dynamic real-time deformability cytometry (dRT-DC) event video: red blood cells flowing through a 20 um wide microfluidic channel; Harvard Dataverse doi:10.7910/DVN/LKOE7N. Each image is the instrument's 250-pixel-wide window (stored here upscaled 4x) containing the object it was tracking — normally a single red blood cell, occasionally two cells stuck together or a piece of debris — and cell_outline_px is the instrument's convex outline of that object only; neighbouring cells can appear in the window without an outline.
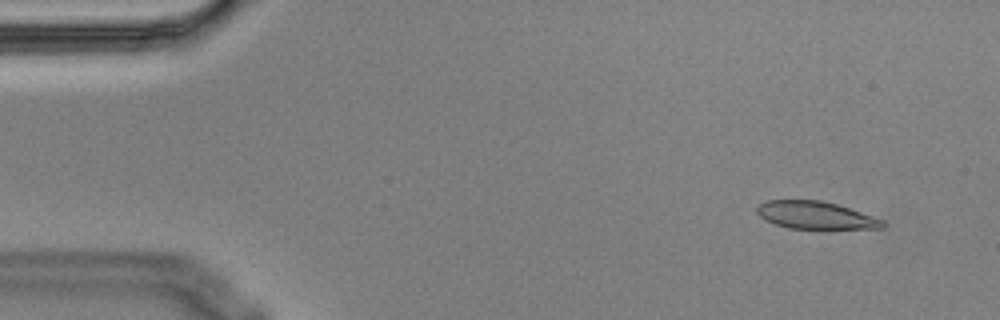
{"species": "Egyptian fruit bat (a non-hibernating species)", "species_latin": "Rousettus aegyptiacus", "temperature_condition": "cold", "stored_images_in_passage": 5, "camera_frame_rate_fps": 3000, "um_per_image_px": 0.085, "animal": {"sex": "male"}, "frame": {"image": 1, "passage_image": 2, "time_ms": 0.333, "image_size_px": [1000, 320], "cell_outline_px": [[888, 224], [884, 228], [788, 228], [764, 220], [756, 212], [756, 208], [760, 204], [768, 200], [820, 200], [836, 204], [884, 220]], "centroid_in_image_um": [69.31, 18.29], "position_along_channel_um": 15.7, "area_um2": 19.94}}
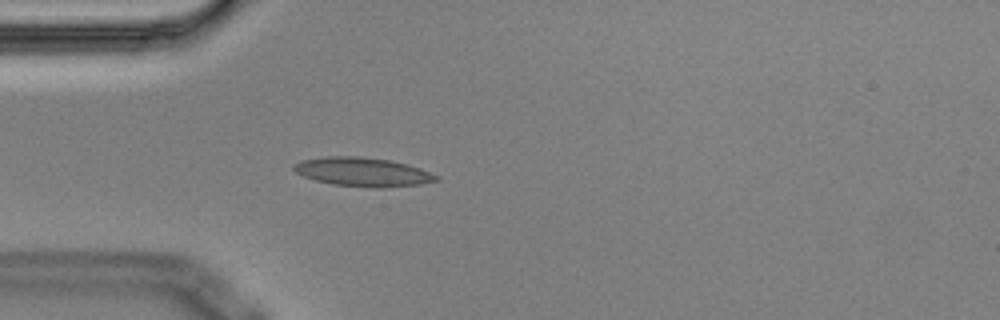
{"frame": {"image": 2, "passage_image": 5, "time_ms": 1.333, "image_size_px": [1000, 320], "cell_outline_px": [[440, 180], [420, 184], [380, 188], [372, 188], [332, 184], [316, 180], [304, 176], [296, 172], [292, 168], [292, 164], [300, 160], [324, 156], [360, 156], [388, 160], [420, 168], [440, 176]], "centroid_in_image_um": [30.81, 14.61], "position_along_channel_um": 54.2, "area_um2": 24.04}}